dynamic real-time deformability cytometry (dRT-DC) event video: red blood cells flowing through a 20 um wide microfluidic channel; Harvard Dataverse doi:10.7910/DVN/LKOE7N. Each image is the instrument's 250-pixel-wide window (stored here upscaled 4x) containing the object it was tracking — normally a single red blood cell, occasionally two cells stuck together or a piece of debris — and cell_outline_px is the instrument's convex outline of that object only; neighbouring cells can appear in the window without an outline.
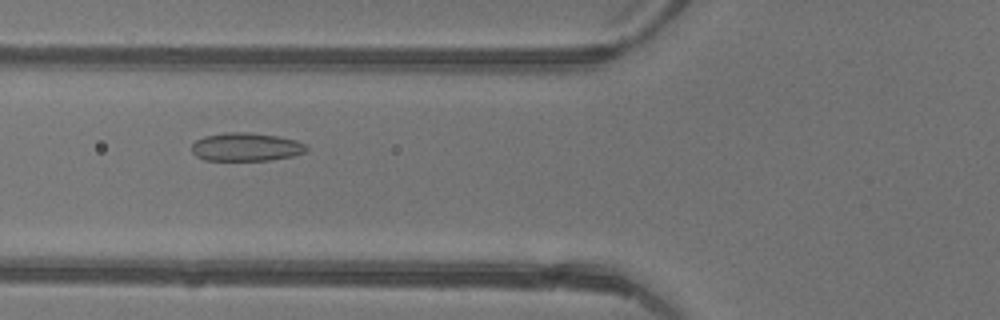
{"species": "common noctule bat (a hibernating species)", "species_latin": "Nyctalus noctula", "temperature_condition": "warm", "stored_images_in_passage": 47, "camera_frame_rate_fps": 3000, "um_per_image_px": 0.085, "animal": {"sex": "female"}, "frame": {"image": 1, "passage_image": 19, "time_ms": 6.0, "image_size_px": [1000, 320], "cell_outline_px": [[308, 152], [292, 156], [272, 160], [204, 160], [196, 156], [192, 152], [192, 144], [196, 140], [204, 136], [224, 132], [248, 132], [276, 136], [296, 140], [304, 144], [308, 148]], "centroid_in_image_um": [20.91, 12.49], "position_along_channel_um": 104.9, "area_um2": 19.02}}
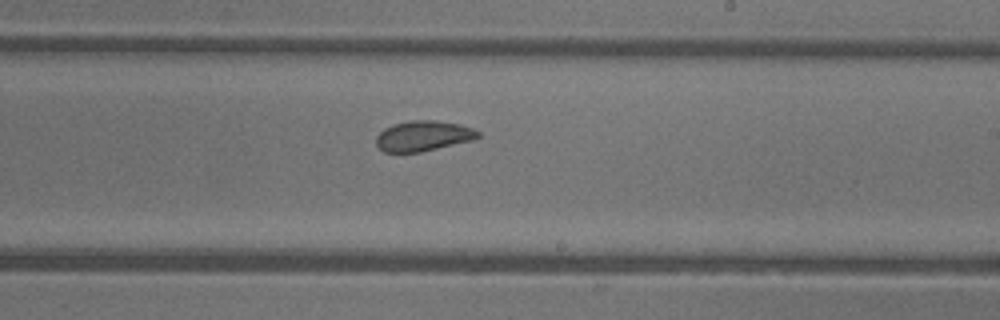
{"frame": {"image": 2, "passage_image": 29, "time_ms": 9.333, "image_size_px": [1000, 320], "cell_outline_px": [[480, 136], [472, 140], [420, 152], [384, 152], [376, 144], [376, 136], [384, 128], [392, 124], [408, 120], [436, 120], [460, 124], [472, 128], [480, 132]], "centroid_in_image_um": [35.96, 11.54], "position_along_channel_um": 253.0, "area_um2": 18.03}}
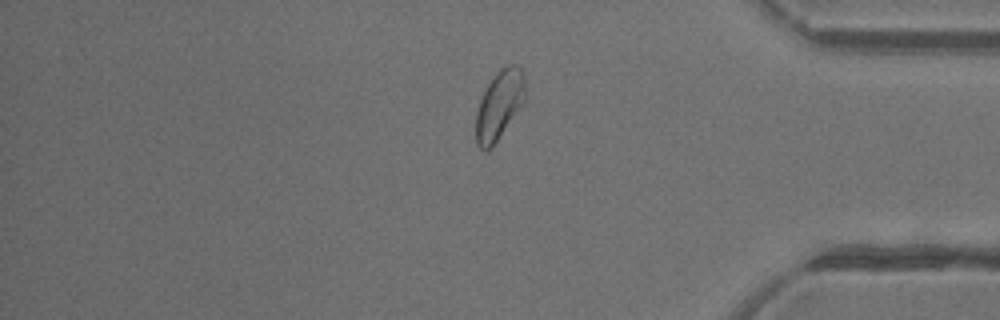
{"frame": {"image": 3, "passage_image": 40, "time_ms": 13.0, "image_size_px": [1000, 320], "cell_outline_px": [[524, 100], [492, 148], [480, 148], [476, 144], [476, 112], [480, 100], [488, 84], [496, 72], [500, 68], [508, 64], [516, 64], [520, 68], [524, 76]], "centroid_in_image_um": [42.42, 8.89], "position_along_channel_um": 392.8, "area_um2": 19.31}, "authors_computed_cell_mechanics": {"area_um2": 19.8254, "velocity_mm_per_s": 4.4441, "shape_relaxation_time_tau1_ms": 6.4945, "shape_relaxation_time_tau2_ms": 1.6604, "deformation_change_tau1": 0.1189, "deformation_change_tau2": 0.0399}}